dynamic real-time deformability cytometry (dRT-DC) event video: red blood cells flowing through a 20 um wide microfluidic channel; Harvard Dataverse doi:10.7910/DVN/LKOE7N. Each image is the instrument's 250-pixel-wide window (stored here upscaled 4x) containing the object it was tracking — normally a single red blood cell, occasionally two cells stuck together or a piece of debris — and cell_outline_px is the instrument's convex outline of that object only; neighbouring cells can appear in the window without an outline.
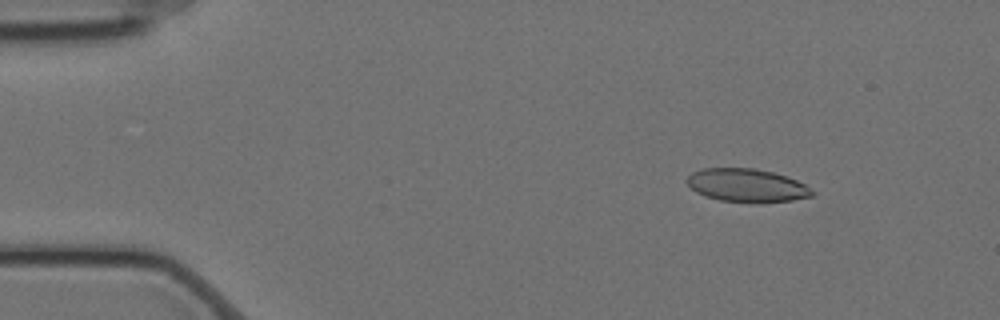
{"species": "Egyptian fruit bat (a non-hibernating species)", "species_latin": "Rousettus aegyptiacus", "temperature_condition": "cold", "stored_images_in_passage": 31, "camera_frame_rate_fps": 3000, "um_per_image_px": 0.085, "animal": {"sex": "female"}, "frame": {"image": 1, "passage_image": 7, "time_ms": 2.0, "image_size_px": [1000, 320], "cell_outline_px": [[816, 196], [792, 200], [760, 204], [752, 204], [720, 200], [704, 196], [696, 192], [684, 180], [692, 172], [704, 168], [756, 168], [772, 172], [796, 180], [804, 184], [816, 192]], "centroid_in_image_um": [63.5, 15.78], "position_along_channel_um": 21.5, "area_um2": 24.74}}
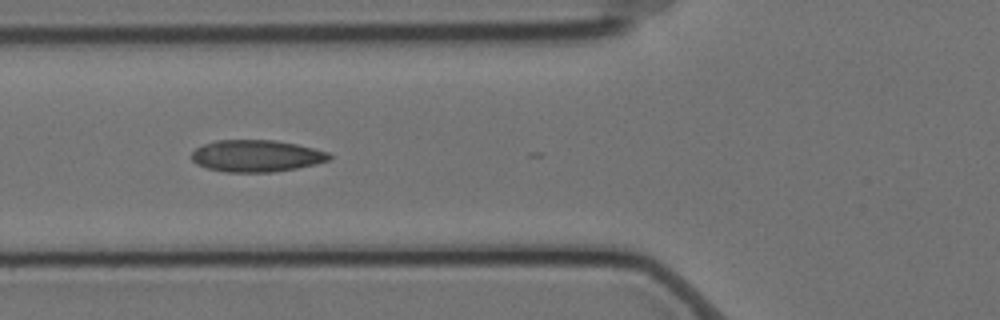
{"frame": {"image": 2, "passage_image": 21, "time_ms": 6.667, "image_size_px": [1000, 320], "cell_outline_px": [[332, 156], [328, 160], [316, 164], [296, 168], [272, 172], [224, 172], [208, 168], [196, 164], [192, 160], [192, 152], [196, 148], [204, 144], [216, 140], [276, 140], [296, 144], [328, 152]], "centroid_in_image_um": [21.78, 13.25], "position_along_channel_um": 104.0, "area_um2": 25.49}}
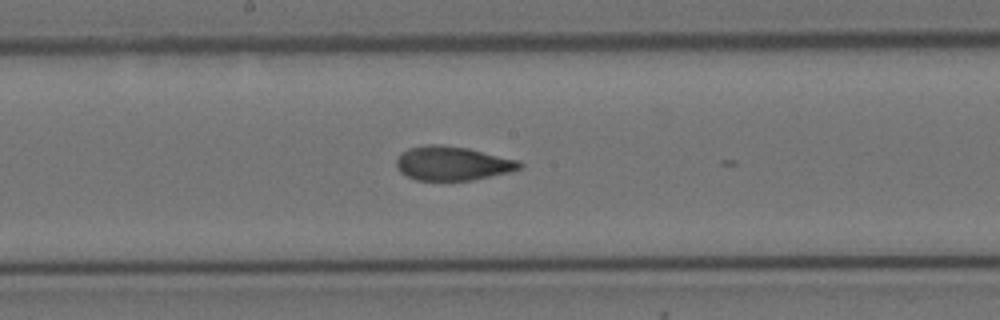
{"frame": {"image": 3, "passage_image": 30, "time_ms": 9.667, "image_size_px": [1000, 320], "cell_outline_px": [[524, 164], [520, 168], [508, 172], [472, 180], [416, 180], [400, 172], [396, 168], [396, 160], [400, 152], [408, 148], [428, 144], [440, 144], [468, 148], [520, 160]], "centroid_in_image_um": [38.44, 13.87], "position_along_channel_um": 209.8, "area_um2": 24.57}}